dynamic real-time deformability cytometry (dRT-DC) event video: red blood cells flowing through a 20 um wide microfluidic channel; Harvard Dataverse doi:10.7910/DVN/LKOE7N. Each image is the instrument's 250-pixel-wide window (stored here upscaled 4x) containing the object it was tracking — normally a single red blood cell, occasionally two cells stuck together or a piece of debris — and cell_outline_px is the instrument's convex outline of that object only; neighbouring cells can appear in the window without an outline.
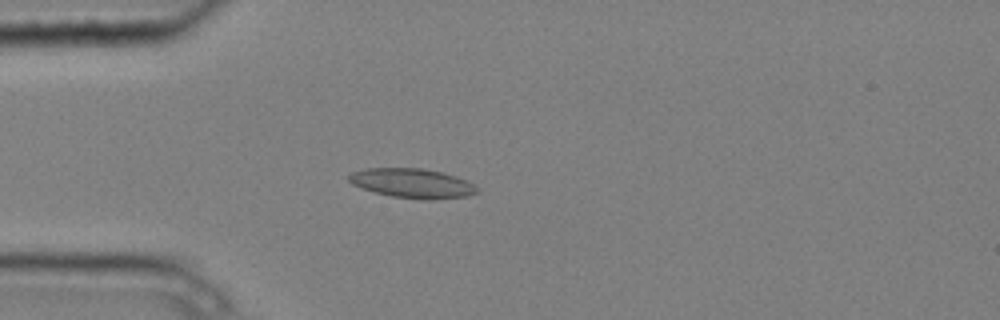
{"species": "common noctule bat (a hibernating species)", "species_latin": "Nyctalus noctula", "temperature_condition": "cold", "stored_images_in_passage": 5, "camera_frame_rate_fps": 3000, "um_per_image_px": 0.085, "animal": {"sex": "male", "body_mass_g": 20.4}, "frame": {"image": 1, "passage_image": 5, "time_ms": 1.333, "image_size_px": [1000, 320], "cell_outline_px": [[480, 192], [468, 196], [428, 200], [424, 200], [392, 196], [360, 188], [352, 184], [348, 180], [348, 176], [352, 172], [364, 168], [420, 168], [444, 172], [456, 176], [472, 184]], "centroid_in_image_um": [35.03, 15.57], "position_along_channel_um": 50.0, "area_um2": 22.02}}